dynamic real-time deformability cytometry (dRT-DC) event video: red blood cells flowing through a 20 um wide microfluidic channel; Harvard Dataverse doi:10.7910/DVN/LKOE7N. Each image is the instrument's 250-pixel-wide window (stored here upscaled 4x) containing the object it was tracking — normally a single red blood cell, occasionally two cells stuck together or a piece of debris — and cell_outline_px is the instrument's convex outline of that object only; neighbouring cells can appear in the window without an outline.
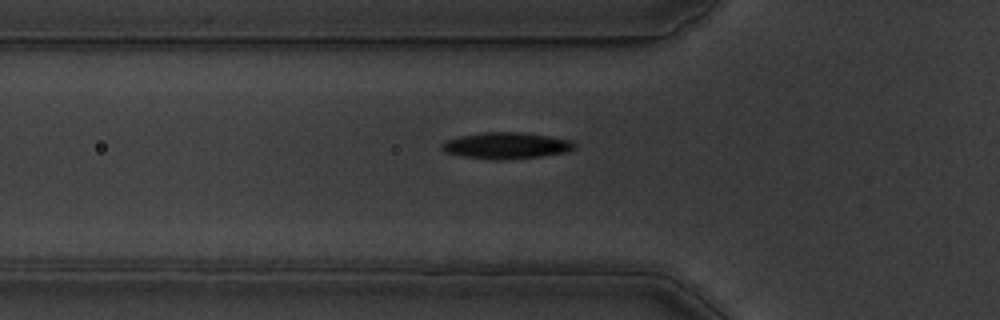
{"species": "common noctule bat (a hibernating species)", "species_latin": "Nyctalus noctula", "temperature_condition": "warm", "stored_images_in_passage": 37, "camera_frame_rate_fps": 3000, "um_per_image_px": 0.085, "animal": {"sex": "male", "body_mass_g": 19.5, "forearm_length_mm": 54.6}, "frame": {"image": 1, "passage_image": 2, "time_ms": 0.333, "image_size_px": [1000, 320], "cell_outline_px": [[576, 148], [564, 152], [540, 156], [500, 160], [492, 160], [460, 156], [444, 152], [440, 148], [440, 144], [444, 140], [460, 136], [484, 132], [528, 132], [572, 140], [576, 144]], "centroid_in_image_um": [42.99, 12.37], "position_along_channel_um": 82.8, "area_um2": 20.69}}
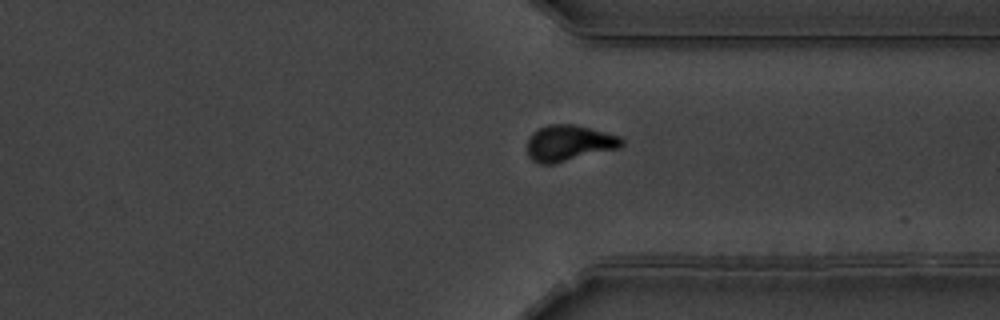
{"frame": {"image": 2, "passage_image": 25, "time_ms": 8.0, "image_size_px": [1000, 320], "cell_outline_px": [[624, 144], [620, 148], [552, 164], [540, 164], [532, 160], [528, 156], [528, 136], [536, 128], [548, 124], [576, 124], [620, 136], [624, 140]], "centroid_in_image_um": [48.36, 12.15], "position_along_channel_um": 363.0, "area_um2": 20.06}}
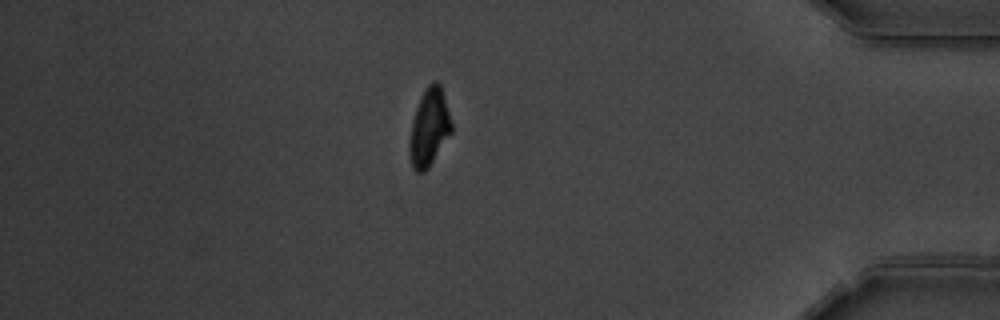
{"frame": {"image": 3, "passage_image": 31, "time_ms": 10.0, "image_size_px": [1000, 320], "cell_outline_px": [[452, 132], [428, 168], [424, 172], [416, 172], [412, 168], [408, 148], [412, 120], [416, 108], [428, 84], [432, 80], [436, 80], [440, 84], [444, 96], [452, 124]], "centroid_in_image_um": [36.47, 10.85], "position_along_channel_um": 398.7, "area_um2": 18.84}}